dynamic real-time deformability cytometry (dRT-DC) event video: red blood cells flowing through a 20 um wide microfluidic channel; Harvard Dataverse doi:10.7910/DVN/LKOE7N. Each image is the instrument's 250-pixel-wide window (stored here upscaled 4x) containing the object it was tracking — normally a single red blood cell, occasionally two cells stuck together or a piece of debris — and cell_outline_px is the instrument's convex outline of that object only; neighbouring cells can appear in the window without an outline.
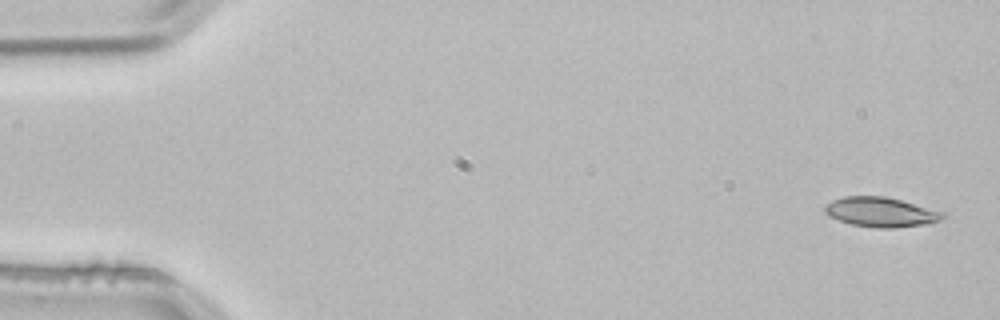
{"species": "common noctule bat (a hibernating species)", "species_latin": "Nyctalus noctula", "temperature_condition": "room temperature", "stored_images_in_passage": 3, "camera_frame_rate_fps": 3000, "um_per_image_px": 0.085, "animal": {"sex": "male", "body_mass_g": 21.5, "forearm_length_mm": 52.0}, "frame": {"image": 1, "passage_image": 1, "time_ms": 0.0, "image_size_px": [1000, 320], "cell_outline_px": [[944, 216], [940, 220], [924, 224], [892, 228], [876, 228], [852, 224], [828, 216], [824, 212], [824, 208], [832, 200], [844, 196], [884, 196], [900, 200], [944, 212]], "centroid_in_image_um": [74.84, 18.02], "position_along_channel_um": 10.2, "area_um2": 20.11}}